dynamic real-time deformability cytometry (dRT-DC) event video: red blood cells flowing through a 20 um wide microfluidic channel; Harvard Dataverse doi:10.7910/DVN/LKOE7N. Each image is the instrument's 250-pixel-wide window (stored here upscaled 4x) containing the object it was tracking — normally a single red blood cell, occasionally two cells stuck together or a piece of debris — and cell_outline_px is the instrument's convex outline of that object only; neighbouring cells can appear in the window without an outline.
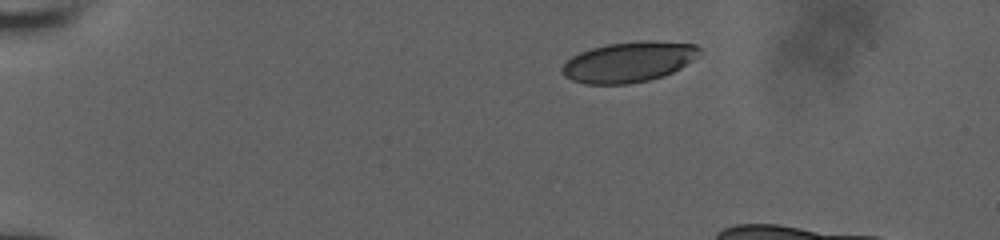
{"species": "human", "species_latin": "Homo sapiens", "temperature_condition": "room temperature", "stored_images_in_passage": 12, "camera_frame_rate_fps": 3000, "um_per_image_px": 0.085, "donor": {"sex": "male"}, "frame": {"image": 1, "passage_image": 1, "time_ms": 0.0, "image_size_px": [1000, 240], "cell_outline_px": [[700, 52], [692, 60], [680, 68], [664, 76], [648, 80], [628, 84], [584, 84], [572, 80], [564, 76], [560, 68], [572, 56], [580, 52], [592, 48], [608, 44], [640, 40], [696, 44], [700, 48]], "centroid_in_image_um": [53.42, 5.27], "position_along_channel_um": 31.6, "area_um2": 32.19}}
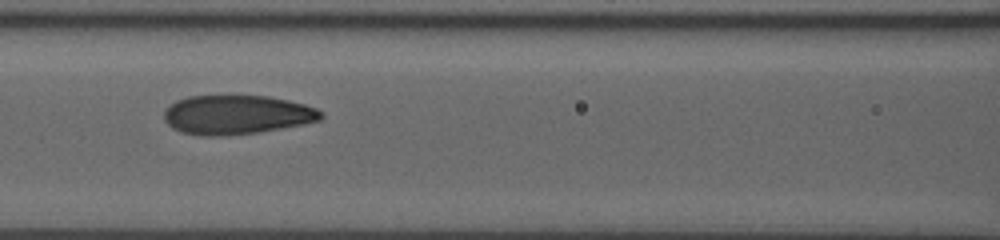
{"frame": {"image": 2, "passage_image": 10, "time_ms": 5.333, "image_size_px": [1000, 240], "cell_outline_px": [[324, 116], [320, 120], [304, 124], [260, 132], [224, 136], [200, 136], [180, 132], [172, 128], [164, 120], [164, 112], [176, 100], [188, 96], [268, 96], [288, 100], [304, 104], [316, 108], [324, 112]], "centroid_in_image_um": [20.13, 9.76], "position_along_channel_um": 146.5, "area_um2": 36.01}}
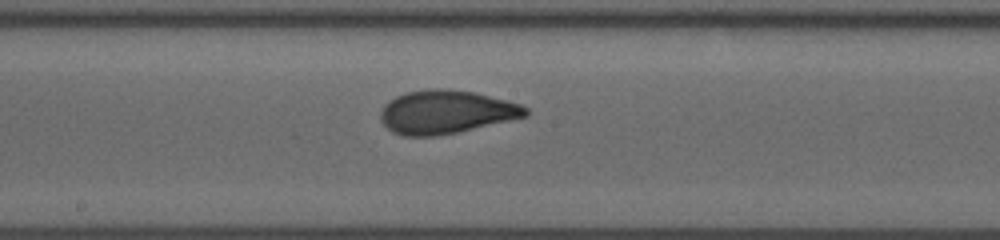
{"frame": {"image": 3, "passage_image": 12, "time_ms": 7.0, "image_size_px": [1000, 240], "cell_outline_px": [[528, 116], [456, 132], [436, 136], [404, 136], [392, 132], [380, 120], [380, 112], [384, 104], [388, 100], [404, 92], [428, 88], [444, 88], [476, 92], [520, 104], [528, 108]], "centroid_in_image_um": [37.88, 9.5], "position_along_channel_um": 210.3, "area_um2": 36.82}}